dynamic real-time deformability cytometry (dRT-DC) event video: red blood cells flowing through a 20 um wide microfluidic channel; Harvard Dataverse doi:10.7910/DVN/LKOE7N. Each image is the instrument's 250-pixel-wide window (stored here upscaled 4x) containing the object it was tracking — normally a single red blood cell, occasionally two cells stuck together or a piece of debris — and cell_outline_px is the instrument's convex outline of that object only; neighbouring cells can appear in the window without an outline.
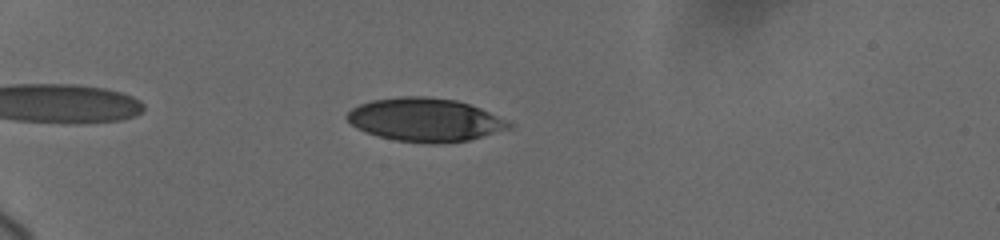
{"species": "human", "species_latin": "Homo sapiens", "temperature_condition": "cold", "stored_images_in_passage": 21, "camera_frame_rate_fps": 3000, "um_per_image_px": 0.085, "donor": {"sex": "female"}, "frame": {"image": 1, "passage_image": 14, "time_ms": 2.333, "image_size_px": [1000, 240], "cell_outline_px": [[512, 128], [468, 140], [436, 144], [428, 144], [396, 140], [380, 136], [356, 128], [344, 116], [352, 108], [360, 104], [372, 100], [400, 96], [428, 96], [456, 100], [480, 108], [512, 124]], "centroid_in_image_um": [36.1, 10.18], "position_along_channel_um": 48.9, "area_um2": 40.63}}